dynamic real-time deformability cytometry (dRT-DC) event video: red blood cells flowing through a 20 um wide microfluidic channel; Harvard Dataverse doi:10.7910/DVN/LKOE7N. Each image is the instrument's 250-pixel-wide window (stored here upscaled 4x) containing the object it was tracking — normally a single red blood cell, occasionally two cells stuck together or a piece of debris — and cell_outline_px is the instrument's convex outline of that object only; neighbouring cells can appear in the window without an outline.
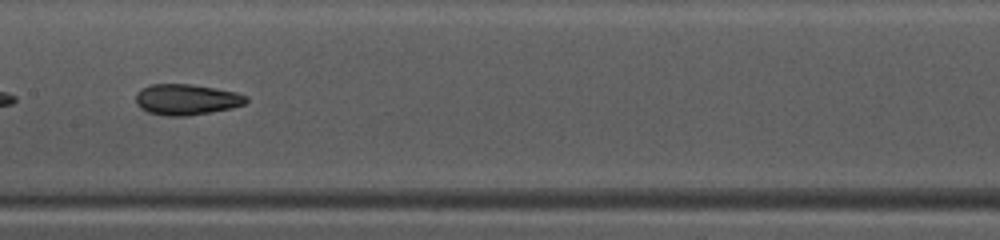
{"species": "common noctule bat (a hibernating species)", "species_latin": "Nyctalus noctula", "temperature_condition": "warm", "stored_images_in_passage": 32, "camera_frame_rate_fps": 3000, "um_per_image_px": 0.085, "animal": {"sex": "female", "body_mass_g": 10.0, "forearm_length_mm": 53.1}, "frame": {"image": 1, "passage_image": 10, "time_ms": 3.0, "image_size_px": [1000, 240], "cell_outline_px": [[248, 100], [244, 104], [232, 108], [188, 116], [168, 116], [148, 112], [140, 108], [136, 104], [136, 92], [140, 88], [152, 84], [192, 84], [216, 88], [236, 92], [248, 96]], "centroid_in_image_um": [15.84, 8.45], "position_along_channel_um": 191.6, "area_um2": 20.0}}
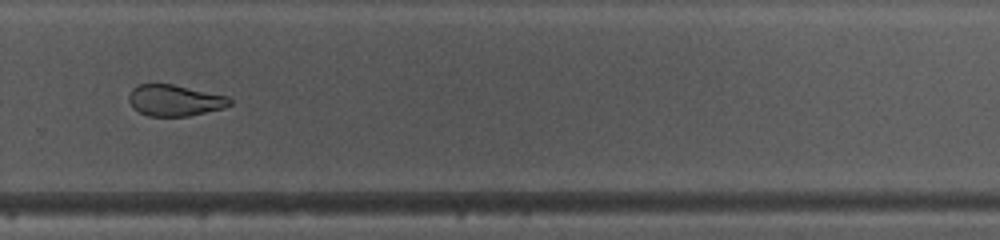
{"frame": {"image": 2, "passage_image": 19, "time_ms": 6.0, "image_size_px": [1000, 240], "cell_outline_px": [[232, 104], [224, 108], [188, 116], [148, 116], [132, 108], [128, 100], [128, 96], [132, 88], [140, 84], [172, 84], [228, 96], [232, 100]], "centroid_in_image_um": [14.85, 8.53], "position_along_channel_um": 315.0, "area_um2": 18.44}, "authors_computed_cell_mechanics": {"area_um2": 20.0277, "velocity_mm_per_s": 4.1297, "shape_relaxation_time_tau1_ms": 3.8803, "shape_relaxation_time_tau2_ms": 2.7079, "deformation_change_tau1": 0.1594, "deformation_change_tau2": 0.0875}}